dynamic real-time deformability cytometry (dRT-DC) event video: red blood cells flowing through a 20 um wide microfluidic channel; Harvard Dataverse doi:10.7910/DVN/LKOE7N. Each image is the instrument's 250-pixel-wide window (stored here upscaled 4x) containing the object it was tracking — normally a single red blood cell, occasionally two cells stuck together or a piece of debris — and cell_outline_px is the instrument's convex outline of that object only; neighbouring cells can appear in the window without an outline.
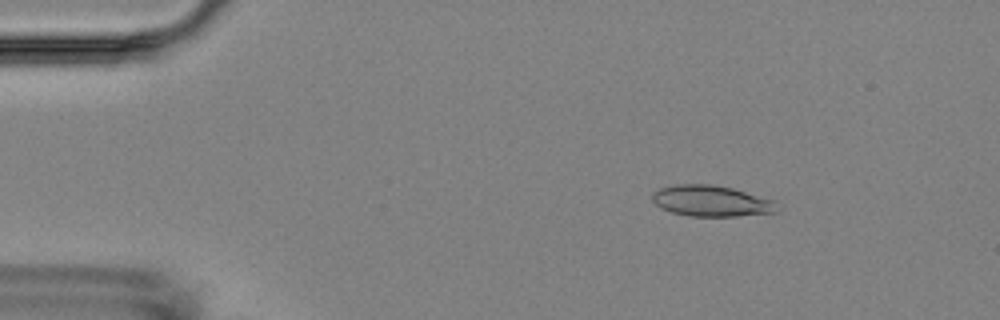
{"species": "Egyptian fruit bat (a non-hibernating species)", "species_latin": "Rousettus aegyptiacus", "temperature_condition": "room temperature", "stored_images_in_passage": 9, "camera_frame_rate_fps": 3000, "um_per_image_px": 0.085, "animal": {"sex": "female"}, "frame": {"image": 1, "passage_image": 3, "time_ms": 2.333, "image_size_px": [1000, 320], "cell_outline_px": [[776, 212], [736, 216], [688, 216], [672, 212], [660, 208], [652, 200], [652, 192], [660, 188], [676, 184], [712, 184], [732, 188], [772, 200]], "centroid_in_image_um": [60.36, 17.08], "position_along_channel_um": 24.6, "area_um2": 22.25}}
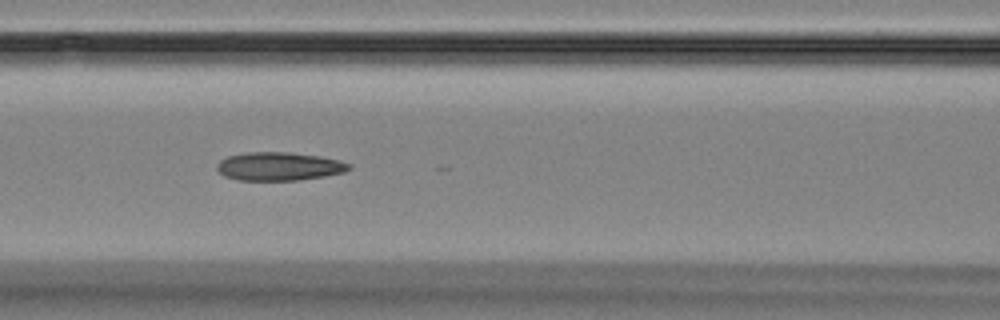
{"frame": {"image": 2, "passage_image": 7, "time_ms": 7.667, "image_size_px": [1000, 320], "cell_outline_px": [[352, 168], [344, 172], [324, 176], [296, 180], [240, 180], [224, 176], [216, 168], [216, 164], [220, 160], [228, 156], [248, 152], [284, 152], [320, 156], [352, 164]], "centroid_in_image_um": [23.71, 14.14], "position_along_channel_um": 142.9, "area_um2": 21.68}}
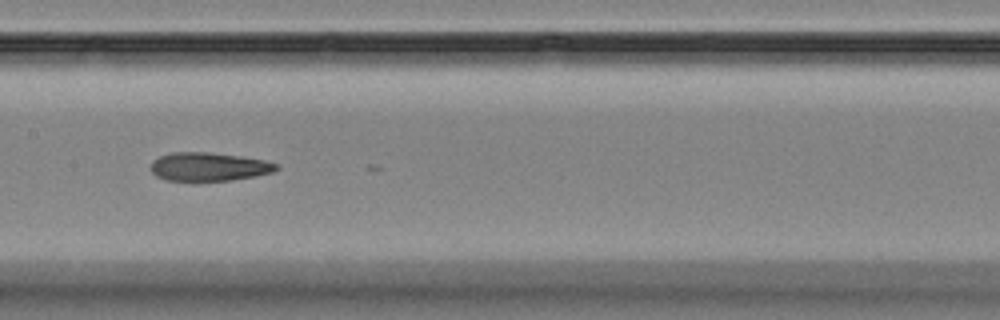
{"frame": {"image": 3, "passage_image": 8, "time_ms": 9.0, "image_size_px": [1000, 320], "cell_outline_px": [[280, 168], [272, 172], [256, 176], [232, 180], [168, 180], [156, 176], [152, 172], [152, 160], [160, 156], [172, 152], [208, 152], [240, 156], [264, 160], [280, 164]], "centroid_in_image_um": [17.79, 14.16], "position_along_channel_um": 189.6, "area_um2": 20.75}}